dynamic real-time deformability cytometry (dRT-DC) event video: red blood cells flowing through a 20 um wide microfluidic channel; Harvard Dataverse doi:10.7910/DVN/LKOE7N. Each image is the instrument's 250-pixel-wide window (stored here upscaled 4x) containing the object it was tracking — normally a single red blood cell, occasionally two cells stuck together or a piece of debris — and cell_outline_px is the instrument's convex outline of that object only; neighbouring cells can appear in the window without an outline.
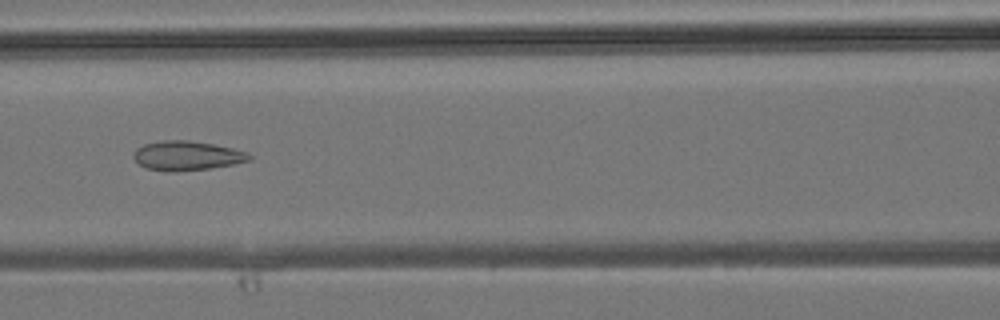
{"species": "common noctule bat (a hibernating species)", "species_latin": "Nyctalus noctula", "temperature_condition": "room temperature", "stored_images_in_passage": 36, "camera_frame_rate_fps": 3000, "um_per_image_px": 0.085, "animal": {"sex": "male", "body_mass_g": 19.2, "forearm_length_mm": 51.8}, "frame": {"image": 1, "passage_image": 19, "time_ms": 6.0, "image_size_px": [1000, 320], "cell_outline_px": [[252, 160], [232, 164], [208, 168], [172, 172], [168, 172], [144, 168], [132, 156], [136, 148], [144, 144], [164, 140], [188, 140], [212, 144], [232, 148], [248, 152], [252, 156]], "centroid_in_image_um": [15.87, 13.23], "position_along_channel_um": 150.7, "area_um2": 19.77}}
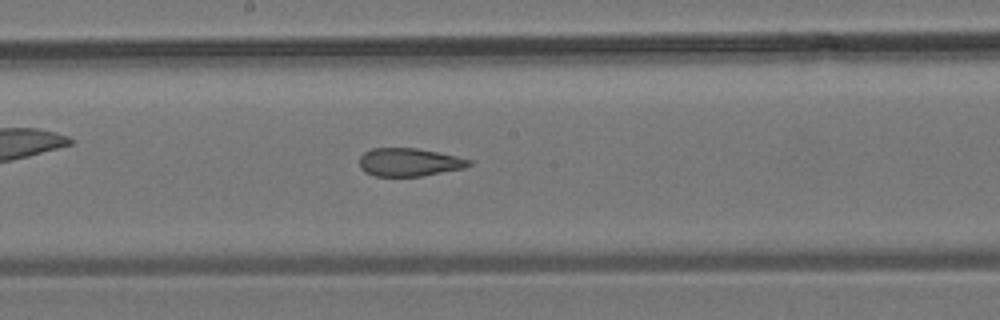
{"frame": {"image": 2, "passage_image": 23, "time_ms": 7.333, "image_size_px": [1000, 320], "cell_outline_px": [[472, 164], [464, 168], [420, 176], [376, 176], [364, 172], [360, 168], [360, 156], [364, 152], [372, 148], [416, 148], [456, 156], [472, 160]], "centroid_in_image_um": [34.76, 13.78], "position_along_channel_um": 213.4, "area_um2": 17.86}}
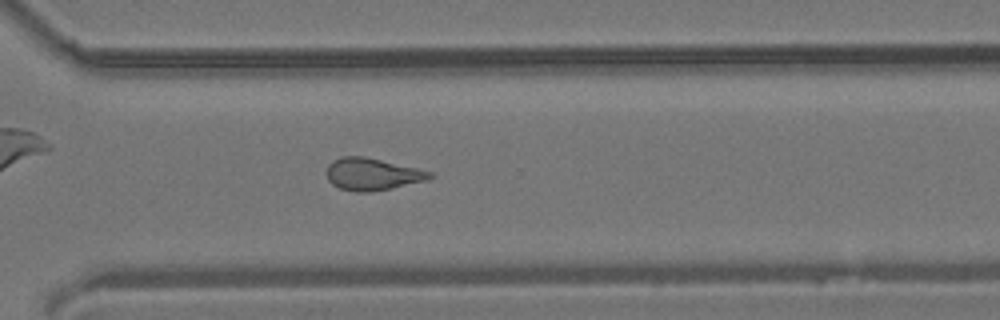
{"frame": {"image": 3, "passage_image": 31, "time_ms": 10.0, "image_size_px": [1000, 320], "cell_outline_px": [[432, 176], [428, 180], [392, 188], [372, 192], [356, 192], [340, 188], [332, 184], [328, 180], [328, 164], [332, 160], [340, 156], [364, 156], [416, 168], [432, 172]], "centroid_in_image_um": [31.63, 14.8], "position_along_channel_um": 339.0, "area_um2": 19.25}}